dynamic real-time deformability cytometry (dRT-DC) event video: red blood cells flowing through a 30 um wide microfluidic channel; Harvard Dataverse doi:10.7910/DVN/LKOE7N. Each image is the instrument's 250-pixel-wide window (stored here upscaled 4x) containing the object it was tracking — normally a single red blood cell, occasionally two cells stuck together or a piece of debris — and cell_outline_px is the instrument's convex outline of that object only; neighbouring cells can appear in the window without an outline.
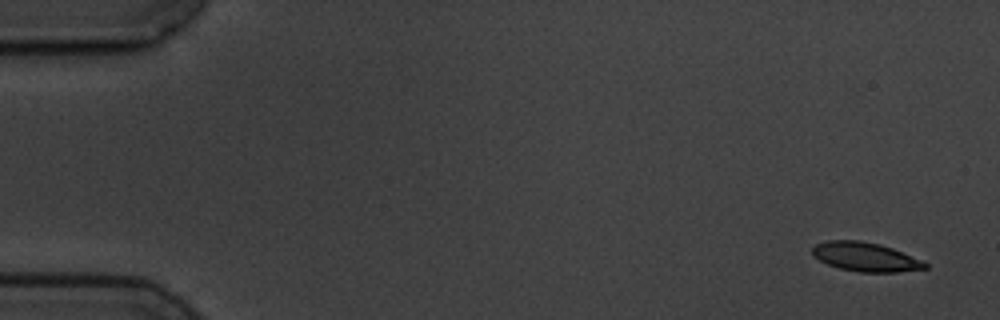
{"species": "common noctule bat (a hibernating species)", "species_latin": "Nyctalus noctula", "temperature_condition": "cold", "stored_images_in_passage": 9, "camera_frame_rate_fps": 3000, "um_per_image_px": 0.085, "animal": {"sex": "male", "body_mass_g": 19.5, "forearm_length_mm": 54.6}, "frame": {"image": 1, "passage_image": 1, "time_ms": 0.0, "image_size_px": [1000, 320], "cell_outline_px": [[928, 268], [896, 272], [860, 272], [840, 268], [828, 264], [812, 256], [812, 248], [816, 244], [828, 240], [860, 240], [880, 244], [892, 248], [920, 260], [928, 264]], "centroid_in_image_um": [73.53, 21.83], "position_along_channel_um": 11.5, "area_um2": 18.9}}
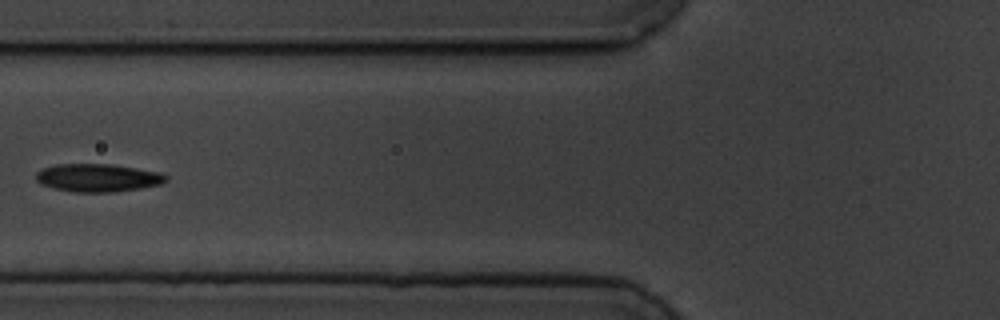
{"frame": {"image": 2, "passage_image": 6, "time_ms": 6.667, "image_size_px": [1000, 320], "cell_outline_px": [[168, 180], [160, 184], [140, 188], [116, 192], [76, 192], [52, 188], [40, 184], [36, 180], [36, 172], [40, 168], [56, 164], [112, 164], [164, 172], [168, 176]], "centroid_in_image_um": [8.32, 15.1], "position_along_channel_um": 117.5, "area_um2": 21.56}}
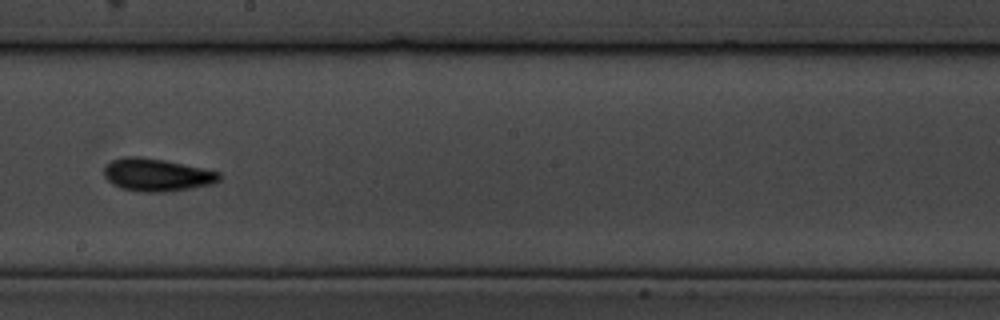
{"frame": {"image": 3, "passage_image": 9, "time_ms": 10.0, "image_size_px": [1000, 320], "cell_outline_px": [[220, 180], [212, 184], [192, 188], [168, 192], [140, 192], [120, 188], [112, 184], [104, 176], [104, 168], [112, 160], [124, 156], [140, 156], [164, 160], [204, 168], [220, 172]], "centroid_in_image_um": [13.33, 14.87], "position_along_channel_um": 234.9, "area_um2": 22.14}}